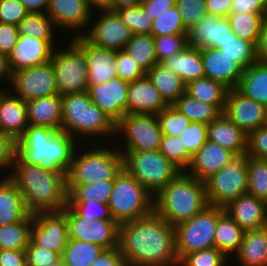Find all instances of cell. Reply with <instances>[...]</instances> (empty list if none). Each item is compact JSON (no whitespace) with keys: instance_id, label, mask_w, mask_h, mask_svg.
<instances>
[{"instance_id":"cell-50","label":"cell","mask_w":267,"mask_h":266,"mask_svg":"<svg viewBox=\"0 0 267 266\" xmlns=\"http://www.w3.org/2000/svg\"><path fill=\"white\" fill-rule=\"evenodd\" d=\"M159 151L182 171H186L192 160L179 137L162 135Z\"/></svg>"},{"instance_id":"cell-64","label":"cell","mask_w":267,"mask_h":266,"mask_svg":"<svg viewBox=\"0 0 267 266\" xmlns=\"http://www.w3.org/2000/svg\"><path fill=\"white\" fill-rule=\"evenodd\" d=\"M140 5L154 21L167 9L175 6V0H143Z\"/></svg>"},{"instance_id":"cell-26","label":"cell","mask_w":267,"mask_h":266,"mask_svg":"<svg viewBox=\"0 0 267 266\" xmlns=\"http://www.w3.org/2000/svg\"><path fill=\"white\" fill-rule=\"evenodd\" d=\"M168 104L159 91L145 76L129 82L127 92L126 114H158Z\"/></svg>"},{"instance_id":"cell-60","label":"cell","mask_w":267,"mask_h":266,"mask_svg":"<svg viewBox=\"0 0 267 266\" xmlns=\"http://www.w3.org/2000/svg\"><path fill=\"white\" fill-rule=\"evenodd\" d=\"M18 36V26L0 23V54L8 56L15 47Z\"/></svg>"},{"instance_id":"cell-6","label":"cell","mask_w":267,"mask_h":266,"mask_svg":"<svg viewBox=\"0 0 267 266\" xmlns=\"http://www.w3.org/2000/svg\"><path fill=\"white\" fill-rule=\"evenodd\" d=\"M123 168V155L114 143L79 144L66 174L67 185L114 180Z\"/></svg>"},{"instance_id":"cell-58","label":"cell","mask_w":267,"mask_h":266,"mask_svg":"<svg viewBox=\"0 0 267 266\" xmlns=\"http://www.w3.org/2000/svg\"><path fill=\"white\" fill-rule=\"evenodd\" d=\"M25 251L27 266H47L61 258L58 253L36 246L31 240Z\"/></svg>"},{"instance_id":"cell-13","label":"cell","mask_w":267,"mask_h":266,"mask_svg":"<svg viewBox=\"0 0 267 266\" xmlns=\"http://www.w3.org/2000/svg\"><path fill=\"white\" fill-rule=\"evenodd\" d=\"M66 215L69 239L90 242L105 249L118 247L120 224L115 220H96L80 217L68 204Z\"/></svg>"},{"instance_id":"cell-57","label":"cell","mask_w":267,"mask_h":266,"mask_svg":"<svg viewBox=\"0 0 267 266\" xmlns=\"http://www.w3.org/2000/svg\"><path fill=\"white\" fill-rule=\"evenodd\" d=\"M246 155L267 159V126H262L247 134Z\"/></svg>"},{"instance_id":"cell-43","label":"cell","mask_w":267,"mask_h":266,"mask_svg":"<svg viewBox=\"0 0 267 266\" xmlns=\"http://www.w3.org/2000/svg\"><path fill=\"white\" fill-rule=\"evenodd\" d=\"M247 193L267 202V159L247 156Z\"/></svg>"},{"instance_id":"cell-40","label":"cell","mask_w":267,"mask_h":266,"mask_svg":"<svg viewBox=\"0 0 267 266\" xmlns=\"http://www.w3.org/2000/svg\"><path fill=\"white\" fill-rule=\"evenodd\" d=\"M104 249L90 242L68 239L61 259L66 266H89Z\"/></svg>"},{"instance_id":"cell-36","label":"cell","mask_w":267,"mask_h":266,"mask_svg":"<svg viewBox=\"0 0 267 266\" xmlns=\"http://www.w3.org/2000/svg\"><path fill=\"white\" fill-rule=\"evenodd\" d=\"M228 88L222 83L214 81L208 77H202L186 85V93L191 97L214 105L223 113L226 102Z\"/></svg>"},{"instance_id":"cell-44","label":"cell","mask_w":267,"mask_h":266,"mask_svg":"<svg viewBox=\"0 0 267 266\" xmlns=\"http://www.w3.org/2000/svg\"><path fill=\"white\" fill-rule=\"evenodd\" d=\"M219 49L223 50L224 54L234 58L243 69L258 61L256 45L238 38L236 35L225 43L219 44Z\"/></svg>"},{"instance_id":"cell-62","label":"cell","mask_w":267,"mask_h":266,"mask_svg":"<svg viewBox=\"0 0 267 266\" xmlns=\"http://www.w3.org/2000/svg\"><path fill=\"white\" fill-rule=\"evenodd\" d=\"M89 266H126L119 247L104 249Z\"/></svg>"},{"instance_id":"cell-23","label":"cell","mask_w":267,"mask_h":266,"mask_svg":"<svg viewBox=\"0 0 267 266\" xmlns=\"http://www.w3.org/2000/svg\"><path fill=\"white\" fill-rule=\"evenodd\" d=\"M237 155L215 142L207 140L192 156L186 172L201 182H205L216 172L229 164Z\"/></svg>"},{"instance_id":"cell-3","label":"cell","mask_w":267,"mask_h":266,"mask_svg":"<svg viewBox=\"0 0 267 266\" xmlns=\"http://www.w3.org/2000/svg\"><path fill=\"white\" fill-rule=\"evenodd\" d=\"M61 98L62 132L79 144L114 142L116 123L92 102L88 91Z\"/></svg>"},{"instance_id":"cell-21","label":"cell","mask_w":267,"mask_h":266,"mask_svg":"<svg viewBox=\"0 0 267 266\" xmlns=\"http://www.w3.org/2000/svg\"><path fill=\"white\" fill-rule=\"evenodd\" d=\"M71 39L86 53L89 87L106 83L108 80L118 77L116 51L94 46L83 36Z\"/></svg>"},{"instance_id":"cell-32","label":"cell","mask_w":267,"mask_h":266,"mask_svg":"<svg viewBox=\"0 0 267 266\" xmlns=\"http://www.w3.org/2000/svg\"><path fill=\"white\" fill-rule=\"evenodd\" d=\"M145 76L159 91L168 105H172L186 92V85L183 83L182 78L166 69L161 63H156L152 66Z\"/></svg>"},{"instance_id":"cell-73","label":"cell","mask_w":267,"mask_h":266,"mask_svg":"<svg viewBox=\"0 0 267 266\" xmlns=\"http://www.w3.org/2000/svg\"><path fill=\"white\" fill-rule=\"evenodd\" d=\"M47 266H66L63 262V260L60 258L57 262L55 263H52L50 265H47Z\"/></svg>"},{"instance_id":"cell-31","label":"cell","mask_w":267,"mask_h":266,"mask_svg":"<svg viewBox=\"0 0 267 266\" xmlns=\"http://www.w3.org/2000/svg\"><path fill=\"white\" fill-rule=\"evenodd\" d=\"M161 64L182 78L185 85L205 77L200 49L187 47L184 51L164 60Z\"/></svg>"},{"instance_id":"cell-71","label":"cell","mask_w":267,"mask_h":266,"mask_svg":"<svg viewBox=\"0 0 267 266\" xmlns=\"http://www.w3.org/2000/svg\"><path fill=\"white\" fill-rule=\"evenodd\" d=\"M143 0H114V12L119 9L138 6Z\"/></svg>"},{"instance_id":"cell-47","label":"cell","mask_w":267,"mask_h":266,"mask_svg":"<svg viewBox=\"0 0 267 266\" xmlns=\"http://www.w3.org/2000/svg\"><path fill=\"white\" fill-rule=\"evenodd\" d=\"M181 14L176 6L167 9L152 23V36L187 34Z\"/></svg>"},{"instance_id":"cell-51","label":"cell","mask_w":267,"mask_h":266,"mask_svg":"<svg viewBox=\"0 0 267 266\" xmlns=\"http://www.w3.org/2000/svg\"><path fill=\"white\" fill-rule=\"evenodd\" d=\"M230 259L216 247L185 255L178 266H230Z\"/></svg>"},{"instance_id":"cell-56","label":"cell","mask_w":267,"mask_h":266,"mask_svg":"<svg viewBox=\"0 0 267 266\" xmlns=\"http://www.w3.org/2000/svg\"><path fill=\"white\" fill-rule=\"evenodd\" d=\"M17 153V142L0 133V178L9 177Z\"/></svg>"},{"instance_id":"cell-33","label":"cell","mask_w":267,"mask_h":266,"mask_svg":"<svg viewBox=\"0 0 267 266\" xmlns=\"http://www.w3.org/2000/svg\"><path fill=\"white\" fill-rule=\"evenodd\" d=\"M18 31L19 35H27L45 40L54 49L62 43L61 40L63 39L60 36L62 33H59L53 21L46 13H28L18 24Z\"/></svg>"},{"instance_id":"cell-39","label":"cell","mask_w":267,"mask_h":266,"mask_svg":"<svg viewBox=\"0 0 267 266\" xmlns=\"http://www.w3.org/2000/svg\"><path fill=\"white\" fill-rule=\"evenodd\" d=\"M267 14L230 13L227 18L234 34L243 40L257 45L261 27Z\"/></svg>"},{"instance_id":"cell-9","label":"cell","mask_w":267,"mask_h":266,"mask_svg":"<svg viewBox=\"0 0 267 266\" xmlns=\"http://www.w3.org/2000/svg\"><path fill=\"white\" fill-rule=\"evenodd\" d=\"M50 61L59 95L88 91L86 53L72 39L64 38L53 51Z\"/></svg>"},{"instance_id":"cell-18","label":"cell","mask_w":267,"mask_h":266,"mask_svg":"<svg viewBox=\"0 0 267 266\" xmlns=\"http://www.w3.org/2000/svg\"><path fill=\"white\" fill-rule=\"evenodd\" d=\"M223 114L246 134L264 126L263 104L246 97L237 88L228 89Z\"/></svg>"},{"instance_id":"cell-12","label":"cell","mask_w":267,"mask_h":266,"mask_svg":"<svg viewBox=\"0 0 267 266\" xmlns=\"http://www.w3.org/2000/svg\"><path fill=\"white\" fill-rule=\"evenodd\" d=\"M246 161V154L237 155L204 182L209 205L223 208L240 195L247 193Z\"/></svg>"},{"instance_id":"cell-27","label":"cell","mask_w":267,"mask_h":266,"mask_svg":"<svg viewBox=\"0 0 267 266\" xmlns=\"http://www.w3.org/2000/svg\"><path fill=\"white\" fill-rule=\"evenodd\" d=\"M234 264L235 266H267V226L244 232L240 248L230 260V265L234 266Z\"/></svg>"},{"instance_id":"cell-41","label":"cell","mask_w":267,"mask_h":266,"mask_svg":"<svg viewBox=\"0 0 267 266\" xmlns=\"http://www.w3.org/2000/svg\"><path fill=\"white\" fill-rule=\"evenodd\" d=\"M125 50L145 72L157 63L154 36L151 34H133Z\"/></svg>"},{"instance_id":"cell-10","label":"cell","mask_w":267,"mask_h":266,"mask_svg":"<svg viewBox=\"0 0 267 266\" xmlns=\"http://www.w3.org/2000/svg\"><path fill=\"white\" fill-rule=\"evenodd\" d=\"M162 131L154 114H126L116 123L118 151L159 150Z\"/></svg>"},{"instance_id":"cell-20","label":"cell","mask_w":267,"mask_h":266,"mask_svg":"<svg viewBox=\"0 0 267 266\" xmlns=\"http://www.w3.org/2000/svg\"><path fill=\"white\" fill-rule=\"evenodd\" d=\"M54 50L45 40L19 35L15 47L7 56L11 73L49 62Z\"/></svg>"},{"instance_id":"cell-35","label":"cell","mask_w":267,"mask_h":266,"mask_svg":"<svg viewBox=\"0 0 267 266\" xmlns=\"http://www.w3.org/2000/svg\"><path fill=\"white\" fill-rule=\"evenodd\" d=\"M237 89L256 102H267V64L257 61L244 69Z\"/></svg>"},{"instance_id":"cell-5","label":"cell","mask_w":267,"mask_h":266,"mask_svg":"<svg viewBox=\"0 0 267 266\" xmlns=\"http://www.w3.org/2000/svg\"><path fill=\"white\" fill-rule=\"evenodd\" d=\"M153 198V211L172 226L191 219L209 205L205 183L186 171H181Z\"/></svg>"},{"instance_id":"cell-28","label":"cell","mask_w":267,"mask_h":266,"mask_svg":"<svg viewBox=\"0 0 267 266\" xmlns=\"http://www.w3.org/2000/svg\"><path fill=\"white\" fill-rule=\"evenodd\" d=\"M28 124L62 131V98L53 95L26 100Z\"/></svg>"},{"instance_id":"cell-4","label":"cell","mask_w":267,"mask_h":266,"mask_svg":"<svg viewBox=\"0 0 267 266\" xmlns=\"http://www.w3.org/2000/svg\"><path fill=\"white\" fill-rule=\"evenodd\" d=\"M79 143L69 134L29 125L17 141L16 155L24 162L67 174Z\"/></svg>"},{"instance_id":"cell-29","label":"cell","mask_w":267,"mask_h":266,"mask_svg":"<svg viewBox=\"0 0 267 266\" xmlns=\"http://www.w3.org/2000/svg\"><path fill=\"white\" fill-rule=\"evenodd\" d=\"M208 140L231 150L236 155L246 154L247 134L221 113L207 125Z\"/></svg>"},{"instance_id":"cell-34","label":"cell","mask_w":267,"mask_h":266,"mask_svg":"<svg viewBox=\"0 0 267 266\" xmlns=\"http://www.w3.org/2000/svg\"><path fill=\"white\" fill-rule=\"evenodd\" d=\"M244 230L224 211L215 228V247L230 260L238 252L243 240Z\"/></svg>"},{"instance_id":"cell-55","label":"cell","mask_w":267,"mask_h":266,"mask_svg":"<svg viewBox=\"0 0 267 266\" xmlns=\"http://www.w3.org/2000/svg\"><path fill=\"white\" fill-rule=\"evenodd\" d=\"M183 25L189 29L207 15L206 0H175Z\"/></svg>"},{"instance_id":"cell-68","label":"cell","mask_w":267,"mask_h":266,"mask_svg":"<svg viewBox=\"0 0 267 266\" xmlns=\"http://www.w3.org/2000/svg\"><path fill=\"white\" fill-rule=\"evenodd\" d=\"M12 73L8 65L7 56L0 54V90L10 88Z\"/></svg>"},{"instance_id":"cell-63","label":"cell","mask_w":267,"mask_h":266,"mask_svg":"<svg viewBox=\"0 0 267 266\" xmlns=\"http://www.w3.org/2000/svg\"><path fill=\"white\" fill-rule=\"evenodd\" d=\"M230 22L227 17L215 16V32L213 48L219 49V44L225 43L234 36Z\"/></svg>"},{"instance_id":"cell-24","label":"cell","mask_w":267,"mask_h":266,"mask_svg":"<svg viewBox=\"0 0 267 266\" xmlns=\"http://www.w3.org/2000/svg\"><path fill=\"white\" fill-rule=\"evenodd\" d=\"M223 209L244 231L267 226V202L252 194L240 195Z\"/></svg>"},{"instance_id":"cell-15","label":"cell","mask_w":267,"mask_h":266,"mask_svg":"<svg viewBox=\"0 0 267 266\" xmlns=\"http://www.w3.org/2000/svg\"><path fill=\"white\" fill-rule=\"evenodd\" d=\"M9 89L24 101L59 94L51 61L12 73Z\"/></svg>"},{"instance_id":"cell-1","label":"cell","mask_w":267,"mask_h":266,"mask_svg":"<svg viewBox=\"0 0 267 266\" xmlns=\"http://www.w3.org/2000/svg\"><path fill=\"white\" fill-rule=\"evenodd\" d=\"M118 247L126 266H178L175 226L154 211L120 224Z\"/></svg>"},{"instance_id":"cell-69","label":"cell","mask_w":267,"mask_h":266,"mask_svg":"<svg viewBox=\"0 0 267 266\" xmlns=\"http://www.w3.org/2000/svg\"><path fill=\"white\" fill-rule=\"evenodd\" d=\"M29 13H46L49 0H19Z\"/></svg>"},{"instance_id":"cell-38","label":"cell","mask_w":267,"mask_h":266,"mask_svg":"<svg viewBox=\"0 0 267 266\" xmlns=\"http://www.w3.org/2000/svg\"><path fill=\"white\" fill-rule=\"evenodd\" d=\"M172 106L189 118L191 122H201L207 125L221 114L214 105L196 100L186 92Z\"/></svg>"},{"instance_id":"cell-17","label":"cell","mask_w":267,"mask_h":266,"mask_svg":"<svg viewBox=\"0 0 267 266\" xmlns=\"http://www.w3.org/2000/svg\"><path fill=\"white\" fill-rule=\"evenodd\" d=\"M66 215L62 212H38L34 214L30 240L41 248L62 256L68 242Z\"/></svg>"},{"instance_id":"cell-53","label":"cell","mask_w":267,"mask_h":266,"mask_svg":"<svg viewBox=\"0 0 267 266\" xmlns=\"http://www.w3.org/2000/svg\"><path fill=\"white\" fill-rule=\"evenodd\" d=\"M179 139L186 151L193 156L208 140L207 124L191 122Z\"/></svg>"},{"instance_id":"cell-7","label":"cell","mask_w":267,"mask_h":266,"mask_svg":"<svg viewBox=\"0 0 267 266\" xmlns=\"http://www.w3.org/2000/svg\"><path fill=\"white\" fill-rule=\"evenodd\" d=\"M153 195L124 168L115 176L108 200L112 218L119 224L153 212Z\"/></svg>"},{"instance_id":"cell-52","label":"cell","mask_w":267,"mask_h":266,"mask_svg":"<svg viewBox=\"0 0 267 266\" xmlns=\"http://www.w3.org/2000/svg\"><path fill=\"white\" fill-rule=\"evenodd\" d=\"M68 205L82 218L114 220L108 204L99 203L93 199L89 201H68Z\"/></svg>"},{"instance_id":"cell-19","label":"cell","mask_w":267,"mask_h":266,"mask_svg":"<svg viewBox=\"0 0 267 266\" xmlns=\"http://www.w3.org/2000/svg\"><path fill=\"white\" fill-rule=\"evenodd\" d=\"M129 82L119 77L103 84L91 85L88 93L92 102L117 123L126 115Z\"/></svg>"},{"instance_id":"cell-11","label":"cell","mask_w":267,"mask_h":266,"mask_svg":"<svg viewBox=\"0 0 267 266\" xmlns=\"http://www.w3.org/2000/svg\"><path fill=\"white\" fill-rule=\"evenodd\" d=\"M224 212L222 207L208 205L191 219L175 226L177 258L215 247L214 233L218 217Z\"/></svg>"},{"instance_id":"cell-2","label":"cell","mask_w":267,"mask_h":266,"mask_svg":"<svg viewBox=\"0 0 267 266\" xmlns=\"http://www.w3.org/2000/svg\"><path fill=\"white\" fill-rule=\"evenodd\" d=\"M9 178L18 187L31 214L59 212L68 204L66 174L62 171L24 163L16 155Z\"/></svg>"},{"instance_id":"cell-16","label":"cell","mask_w":267,"mask_h":266,"mask_svg":"<svg viewBox=\"0 0 267 266\" xmlns=\"http://www.w3.org/2000/svg\"><path fill=\"white\" fill-rule=\"evenodd\" d=\"M46 14L66 39L82 36L92 18V12L85 0H49Z\"/></svg>"},{"instance_id":"cell-22","label":"cell","mask_w":267,"mask_h":266,"mask_svg":"<svg viewBox=\"0 0 267 266\" xmlns=\"http://www.w3.org/2000/svg\"><path fill=\"white\" fill-rule=\"evenodd\" d=\"M201 58L205 77L222 83L228 89L237 88L241 82L244 69L234 58L218 48H201Z\"/></svg>"},{"instance_id":"cell-45","label":"cell","mask_w":267,"mask_h":266,"mask_svg":"<svg viewBox=\"0 0 267 266\" xmlns=\"http://www.w3.org/2000/svg\"><path fill=\"white\" fill-rule=\"evenodd\" d=\"M215 16L205 15L187 30L188 46L191 48H213Z\"/></svg>"},{"instance_id":"cell-25","label":"cell","mask_w":267,"mask_h":266,"mask_svg":"<svg viewBox=\"0 0 267 266\" xmlns=\"http://www.w3.org/2000/svg\"><path fill=\"white\" fill-rule=\"evenodd\" d=\"M28 126L25 101L10 89L0 90V133L12 137L17 142Z\"/></svg>"},{"instance_id":"cell-67","label":"cell","mask_w":267,"mask_h":266,"mask_svg":"<svg viewBox=\"0 0 267 266\" xmlns=\"http://www.w3.org/2000/svg\"><path fill=\"white\" fill-rule=\"evenodd\" d=\"M256 52L258 61L267 64V17L261 27Z\"/></svg>"},{"instance_id":"cell-48","label":"cell","mask_w":267,"mask_h":266,"mask_svg":"<svg viewBox=\"0 0 267 266\" xmlns=\"http://www.w3.org/2000/svg\"><path fill=\"white\" fill-rule=\"evenodd\" d=\"M116 13L133 34H151L153 21L141 5L122 8Z\"/></svg>"},{"instance_id":"cell-72","label":"cell","mask_w":267,"mask_h":266,"mask_svg":"<svg viewBox=\"0 0 267 266\" xmlns=\"http://www.w3.org/2000/svg\"><path fill=\"white\" fill-rule=\"evenodd\" d=\"M263 110H264V126H267V102L263 104Z\"/></svg>"},{"instance_id":"cell-14","label":"cell","mask_w":267,"mask_h":266,"mask_svg":"<svg viewBox=\"0 0 267 266\" xmlns=\"http://www.w3.org/2000/svg\"><path fill=\"white\" fill-rule=\"evenodd\" d=\"M82 36L94 46L118 51L125 49L133 33L116 12L106 11L92 13L88 29Z\"/></svg>"},{"instance_id":"cell-49","label":"cell","mask_w":267,"mask_h":266,"mask_svg":"<svg viewBox=\"0 0 267 266\" xmlns=\"http://www.w3.org/2000/svg\"><path fill=\"white\" fill-rule=\"evenodd\" d=\"M188 47L187 34L161 35L154 37L157 63L171 58Z\"/></svg>"},{"instance_id":"cell-61","label":"cell","mask_w":267,"mask_h":266,"mask_svg":"<svg viewBox=\"0 0 267 266\" xmlns=\"http://www.w3.org/2000/svg\"><path fill=\"white\" fill-rule=\"evenodd\" d=\"M230 13L267 14V0H232Z\"/></svg>"},{"instance_id":"cell-59","label":"cell","mask_w":267,"mask_h":266,"mask_svg":"<svg viewBox=\"0 0 267 266\" xmlns=\"http://www.w3.org/2000/svg\"><path fill=\"white\" fill-rule=\"evenodd\" d=\"M28 13L19 0H0V23L18 26Z\"/></svg>"},{"instance_id":"cell-8","label":"cell","mask_w":267,"mask_h":266,"mask_svg":"<svg viewBox=\"0 0 267 266\" xmlns=\"http://www.w3.org/2000/svg\"><path fill=\"white\" fill-rule=\"evenodd\" d=\"M120 153L123 155V168L153 196L182 171L159 150Z\"/></svg>"},{"instance_id":"cell-65","label":"cell","mask_w":267,"mask_h":266,"mask_svg":"<svg viewBox=\"0 0 267 266\" xmlns=\"http://www.w3.org/2000/svg\"><path fill=\"white\" fill-rule=\"evenodd\" d=\"M0 266H27L26 251L0 249Z\"/></svg>"},{"instance_id":"cell-66","label":"cell","mask_w":267,"mask_h":266,"mask_svg":"<svg viewBox=\"0 0 267 266\" xmlns=\"http://www.w3.org/2000/svg\"><path fill=\"white\" fill-rule=\"evenodd\" d=\"M232 8V0H206L207 14L227 17Z\"/></svg>"},{"instance_id":"cell-30","label":"cell","mask_w":267,"mask_h":266,"mask_svg":"<svg viewBox=\"0 0 267 266\" xmlns=\"http://www.w3.org/2000/svg\"><path fill=\"white\" fill-rule=\"evenodd\" d=\"M30 212L16 184L9 178H0V227L22 221Z\"/></svg>"},{"instance_id":"cell-54","label":"cell","mask_w":267,"mask_h":266,"mask_svg":"<svg viewBox=\"0 0 267 266\" xmlns=\"http://www.w3.org/2000/svg\"><path fill=\"white\" fill-rule=\"evenodd\" d=\"M116 71L118 77L127 82L142 79L146 74L125 49L116 51Z\"/></svg>"},{"instance_id":"cell-70","label":"cell","mask_w":267,"mask_h":266,"mask_svg":"<svg viewBox=\"0 0 267 266\" xmlns=\"http://www.w3.org/2000/svg\"><path fill=\"white\" fill-rule=\"evenodd\" d=\"M92 13L95 12H114V0H85Z\"/></svg>"},{"instance_id":"cell-46","label":"cell","mask_w":267,"mask_h":266,"mask_svg":"<svg viewBox=\"0 0 267 266\" xmlns=\"http://www.w3.org/2000/svg\"><path fill=\"white\" fill-rule=\"evenodd\" d=\"M156 117L163 135L179 137L189 127L191 120L172 105L161 110Z\"/></svg>"},{"instance_id":"cell-37","label":"cell","mask_w":267,"mask_h":266,"mask_svg":"<svg viewBox=\"0 0 267 266\" xmlns=\"http://www.w3.org/2000/svg\"><path fill=\"white\" fill-rule=\"evenodd\" d=\"M34 214H29L22 221L0 227V249L25 250L31 238Z\"/></svg>"},{"instance_id":"cell-42","label":"cell","mask_w":267,"mask_h":266,"mask_svg":"<svg viewBox=\"0 0 267 266\" xmlns=\"http://www.w3.org/2000/svg\"><path fill=\"white\" fill-rule=\"evenodd\" d=\"M114 185V180L98 181L85 185H67L68 201H89L93 199L107 204Z\"/></svg>"}]
</instances>
